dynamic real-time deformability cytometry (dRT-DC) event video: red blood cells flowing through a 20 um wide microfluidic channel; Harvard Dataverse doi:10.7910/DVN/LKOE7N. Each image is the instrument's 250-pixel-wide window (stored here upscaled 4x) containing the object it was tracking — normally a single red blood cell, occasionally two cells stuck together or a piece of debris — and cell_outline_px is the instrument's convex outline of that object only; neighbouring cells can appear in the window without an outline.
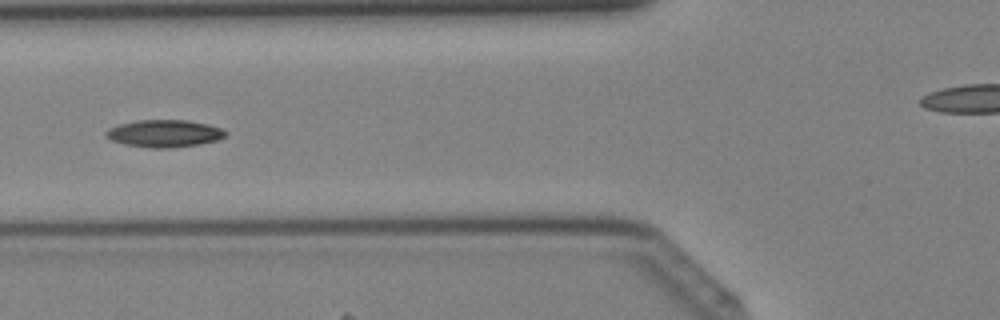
{"species": "Egyptian fruit bat (a non-hibernating species)", "species_latin": "Rousettus aegyptiacus", "temperature_condition": "cold", "stored_images_in_passage": 37, "camera_frame_rate_fps": 3000, "um_per_image_px": 0.085, "animal": {"sex": "female"}, "frame": {"image": 1, "passage_image": 11, "time_ms": 3.333, "image_size_px": [1000, 320], "cell_outline_px": [[228, 132], [224, 136], [216, 140], [200, 144], [168, 148], [152, 148], [124, 144], [112, 140], [104, 136], [104, 132], [108, 128], [120, 124], [136, 120], [188, 120], [208, 124], [220, 128]], "centroid_in_image_um": [13.94, 11.34], "position_along_channel_um": 111.9, "area_um2": 19.02}}
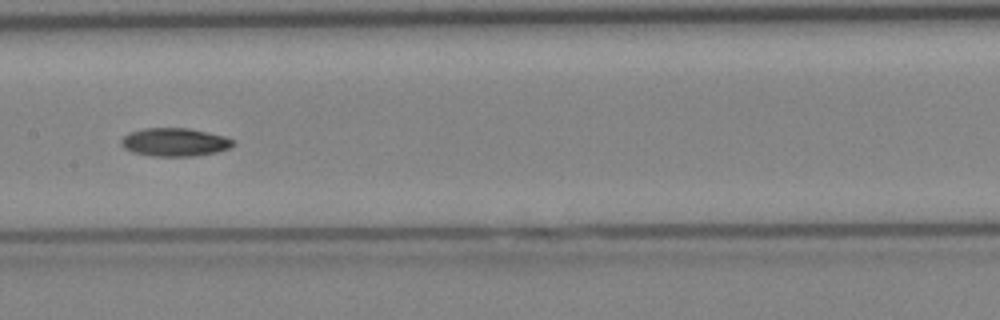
{"frame": {"image": 2, "passage_image": 16, "time_ms": 5.0, "image_size_px": [1000, 320], "cell_outline_px": [[236, 144], [228, 148], [216, 152], [192, 156], [152, 156], [132, 152], [124, 148], [120, 144], [120, 140], [128, 132], [144, 128], [188, 128], [224, 136], [232, 140]], "centroid_in_image_um": [14.8, 12.08], "position_along_channel_um": 192.6, "area_um2": 18.38}}
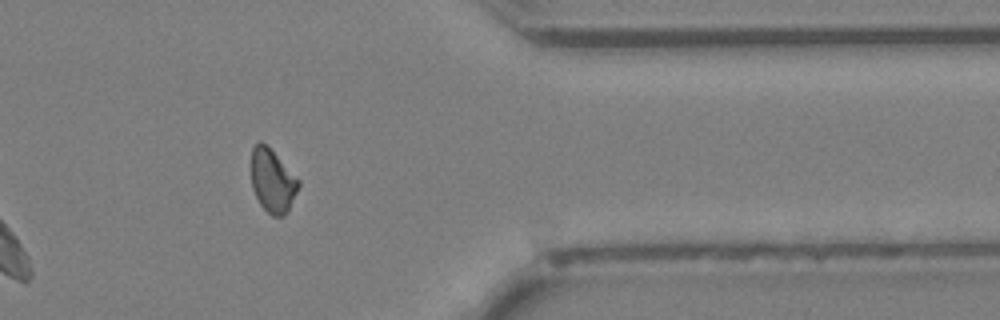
{"frame": {"image": 3, "passage_image": 29, "time_ms": 9.333, "image_size_px": [1000, 320], "cell_outline_px": [[300, 184], [288, 212], [284, 216], [272, 216], [260, 204], [252, 188], [252, 148], [260, 140], [300, 180]], "centroid_in_image_um": [23.17, 15.41], "position_along_channel_um": 388.2, "area_um2": 17.05}}